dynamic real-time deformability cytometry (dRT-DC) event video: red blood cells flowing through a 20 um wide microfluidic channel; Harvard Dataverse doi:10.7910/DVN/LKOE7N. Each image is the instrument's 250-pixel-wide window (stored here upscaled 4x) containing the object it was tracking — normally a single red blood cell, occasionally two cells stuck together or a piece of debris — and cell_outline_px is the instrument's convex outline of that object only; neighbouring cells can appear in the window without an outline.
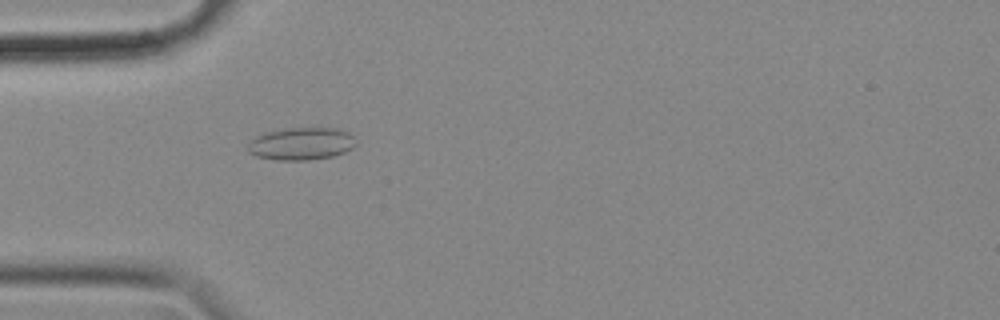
{"species": "common noctule bat (a hibernating species)", "species_latin": "Nyctalus noctula", "temperature_condition": "cold", "stored_images_in_passage": 53, "camera_frame_rate_fps": 3000, "um_per_image_px": 0.085, "animal": {"sex": "female", "body_mass_g": 18.4}, "frame": {"image": 1, "passage_image": 14, "time_ms": 4.333, "image_size_px": [1000, 320], "cell_outline_px": [[356, 144], [352, 148], [344, 152], [332, 156], [308, 160], [276, 160], [256, 156], [248, 152], [248, 144], [256, 136], [268, 132], [288, 128], [340, 128], [348, 132], [352, 136]], "centroid_in_image_um": [25.62, 12.22], "position_along_channel_um": 59.4, "area_um2": 20.35}}
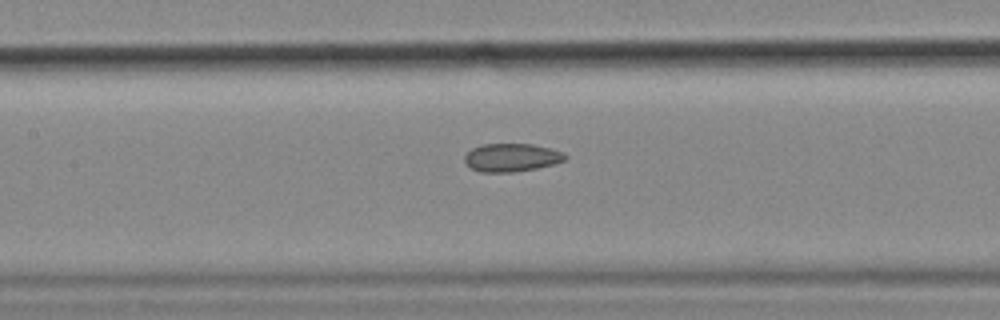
{"frame": {"image": 2, "passage_image": 23, "time_ms": 7.333, "image_size_px": [1000, 320], "cell_outline_px": [[568, 156], [564, 160], [552, 164], [536, 168], [512, 172], [480, 172], [472, 168], [464, 160], [464, 156], [472, 148], [480, 144], [532, 144], [564, 152]], "centroid_in_image_um": [43.47, 13.38], "position_along_channel_um": 163.9, "area_um2": 16.36}}
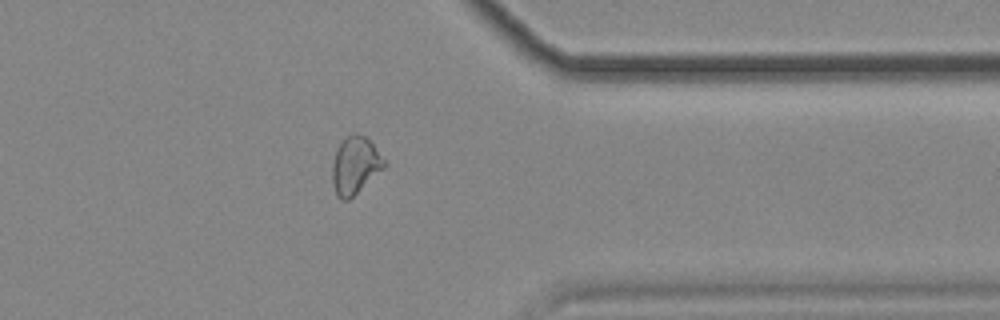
{"frame": {"image": 3, "passage_image": 42, "time_ms": 13.667, "image_size_px": [1000, 320], "cell_outline_px": [[388, 164], [384, 168], [348, 200], [340, 200], [336, 196], [332, 180], [332, 164], [336, 152], [340, 144], [352, 132], [356, 132], [364, 136], [372, 144]], "centroid_in_image_um": [30.18, 14.07], "position_along_channel_um": 381.2, "area_um2": 17.11}, "authors_computed_cell_mechanics": {"area_um2": 17.1666, "velocity_mm_per_s": 3.5826, "shape_relaxation_time_tau1_ms": null, "shape_relaxation_time_tau2_ms": 2.7783, "deformation_change_tau1": null, "deformation_change_tau2": 0.0902}}